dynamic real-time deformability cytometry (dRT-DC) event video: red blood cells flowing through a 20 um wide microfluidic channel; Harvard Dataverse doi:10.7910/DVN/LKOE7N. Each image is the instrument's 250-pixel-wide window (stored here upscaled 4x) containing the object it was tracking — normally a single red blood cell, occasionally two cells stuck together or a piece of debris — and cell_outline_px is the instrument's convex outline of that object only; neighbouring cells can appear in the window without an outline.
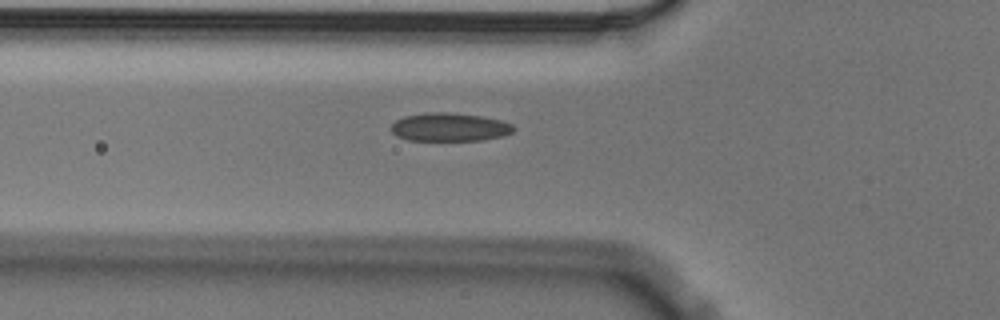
{"species": "Egyptian fruit bat (a non-hibernating species)", "species_latin": "Rousettus aegyptiacus", "temperature_condition": "cold", "stored_images_in_passage": 42, "camera_frame_rate_fps": 3000, "um_per_image_px": 0.085, "animal": {"sex": "male"}, "frame": {"image": 1, "passage_image": 9, "time_ms": 2.667, "image_size_px": [1000, 320], "cell_outline_px": [[516, 128], [512, 132], [500, 136], [480, 140], [408, 140], [396, 136], [392, 132], [392, 124], [396, 120], [404, 116], [428, 112], [452, 112], [480, 116], [500, 120], [512, 124]], "centroid_in_image_um": [38.19, 10.79], "position_along_channel_um": 87.6, "area_um2": 20.11}}
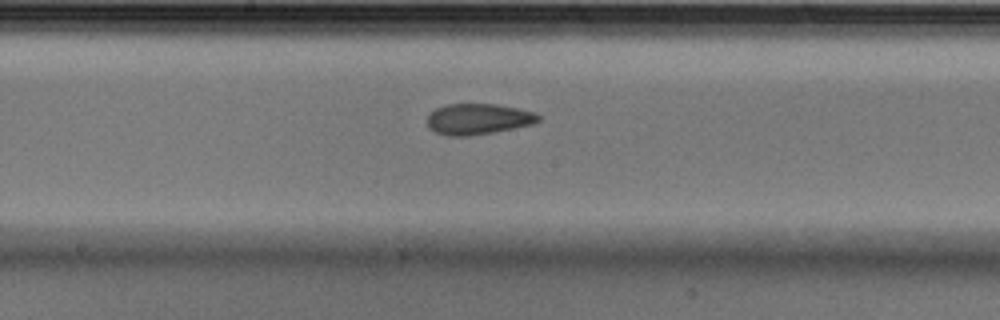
{"frame": {"image": 2, "passage_image": 19, "time_ms": 6.0, "image_size_px": [1000, 320], "cell_outline_px": [[540, 120], [532, 124], [492, 132], [468, 136], [448, 136], [436, 132], [428, 128], [428, 116], [436, 108], [448, 104], [496, 104], [536, 112], [540, 116]], "centroid_in_image_um": [40.64, 10.12], "position_along_channel_um": 207.6, "area_um2": 19.83}}
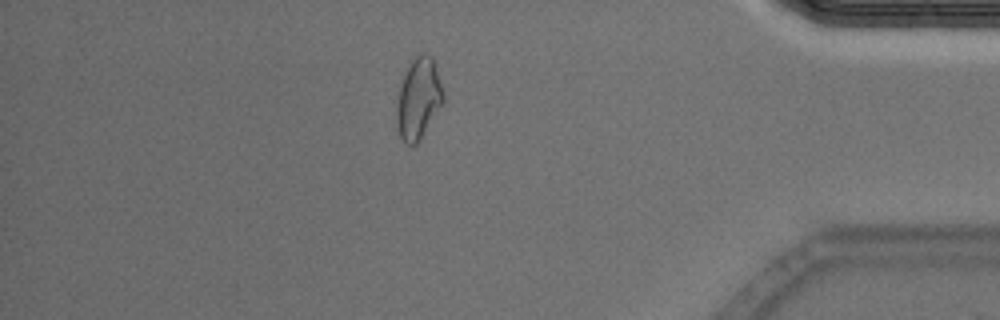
{"frame": {"image": 3, "passage_image": 38, "time_ms": 12.333, "image_size_px": [1000, 320], "cell_outline_px": [[444, 100], [416, 144], [408, 144], [400, 136], [396, 124], [396, 108], [400, 88], [408, 64], [416, 52], [424, 52], [432, 56], [436, 68], [444, 96]], "centroid_in_image_um": [35.55, 8.31], "position_along_channel_um": 399.6, "area_um2": 21.62}}